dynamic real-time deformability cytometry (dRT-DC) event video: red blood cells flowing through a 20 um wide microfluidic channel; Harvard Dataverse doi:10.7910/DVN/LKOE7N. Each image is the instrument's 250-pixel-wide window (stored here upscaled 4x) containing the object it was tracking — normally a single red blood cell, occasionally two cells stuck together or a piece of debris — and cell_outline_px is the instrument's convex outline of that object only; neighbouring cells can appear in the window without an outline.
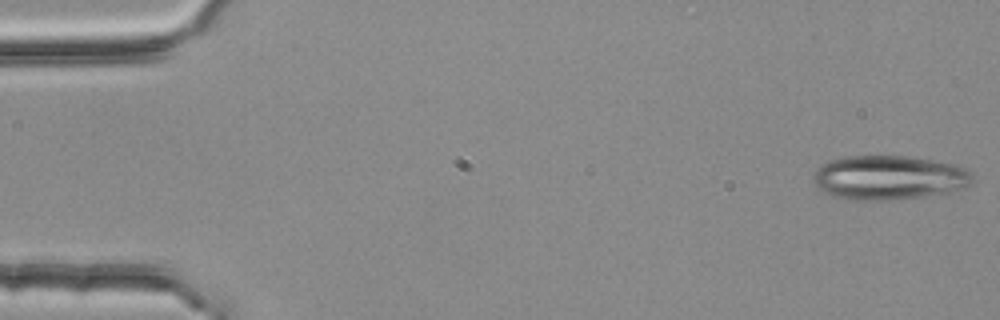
{"species": "common noctule bat (a hibernating species)", "species_latin": "Nyctalus noctula", "temperature_condition": "room temperature", "stored_images_in_passage": 17, "camera_frame_rate_fps": 3000, "um_per_image_px": 0.085, "animal": {"sex": "female", "body_mass_g": 25.1}, "frame": {"image": 1, "passage_image": 1, "time_ms": 0.0, "image_size_px": [1000, 320], "cell_outline_px": [[972, 180], [964, 188], [952, 192], [924, 196], [892, 200], [848, 200], [832, 196], [816, 188], [812, 180], [812, 176], [816, 168], [820, 164], [828, 160], [844, 156], [912, 156], [956, 164], [972, 172]], "centroid_in_image_um": [75.51, 15.09], "position_along_channel_um": 9.5, "area_um2": 41.79}}